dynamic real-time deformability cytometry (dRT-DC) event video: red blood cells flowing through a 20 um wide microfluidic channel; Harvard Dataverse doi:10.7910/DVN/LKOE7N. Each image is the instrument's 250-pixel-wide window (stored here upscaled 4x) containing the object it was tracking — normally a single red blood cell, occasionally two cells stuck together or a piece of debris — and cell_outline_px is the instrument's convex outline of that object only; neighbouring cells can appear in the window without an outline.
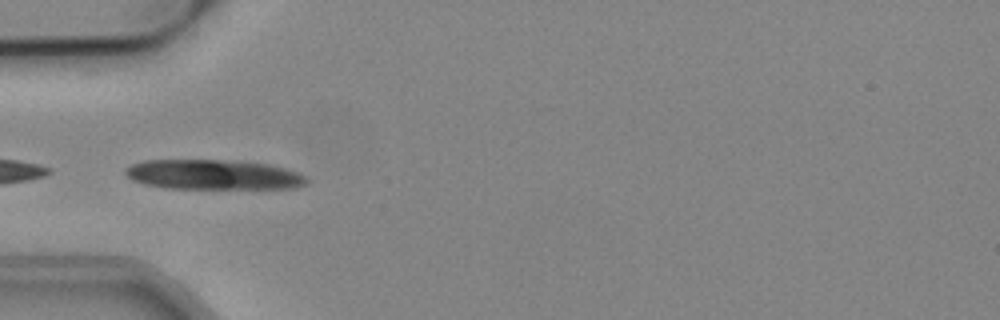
{"species": "common noctule bat (a hibernating species)", "species_latin": "Nyctalus noctula", "temperature_condition": "cold", "stored_images_in_passage": 10, "camera_frame_rate_fps": 3000, "um_per_image_px": 0.085, "animal": {"sex": "male", "body_mass_g": 19.2, "forearm_length_mm": 51.8}, "frame": {"image": 1, "passage_image": 5, "time_ms": 1.333, "image_size_px": [1000, 320], "cell_outline_px": [[308, 180], [304, 184], [292, 188], [164, 188], [144, 184], [132, 180], [124, 172], [132, 164], [144, 160], [240, 160], [268, 164], [284, 168], [296, 172], [304, 176]], "centroid_in_image_um": [18.11, 14.83], "position_along_channel_um": 66.9, "area_um2": 31.44}}